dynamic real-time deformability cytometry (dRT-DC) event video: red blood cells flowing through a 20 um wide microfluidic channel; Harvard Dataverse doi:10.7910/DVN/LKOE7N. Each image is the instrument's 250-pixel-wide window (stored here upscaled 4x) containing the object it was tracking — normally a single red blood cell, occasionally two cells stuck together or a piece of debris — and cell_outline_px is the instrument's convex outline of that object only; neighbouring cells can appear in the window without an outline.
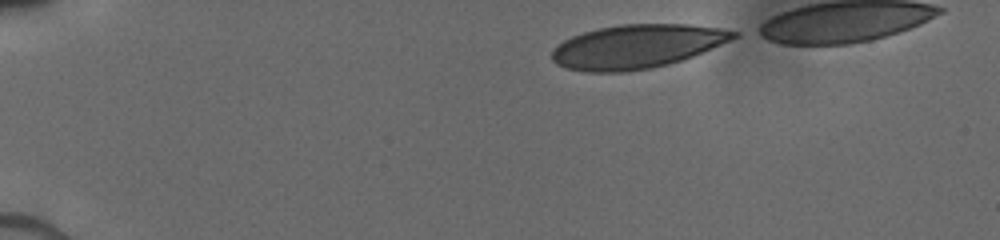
{"species": "human", "species_latin": "Homo sapiens", "temperature_condition": "cold", "stored_images_in_passage": 9, "camera_frame_rate_fps": 3000, "um_per_image_px": 0.085, "donor": {"sex": "male"}, "frame": {"image": 1, "passage_image": 1, "time_ms": 0.0, "image_size_px": [1000, 240], "cell_outline_px": [[740, 36], [732, 40], [692, 56], [668, 64], [652, 68], [624, 72], [584, 72], [564, 68], [556, 64], [552, 60], [552, 52], [564, 40], [572, 36], [584, 32], [600, 28], [620, 24], [688, 24], [720, 28], [740, 32]], "centroid_in_image_um": [54.15, 3.95], "position_along_channel_um": 30.9, "area_um2": 46.3}}
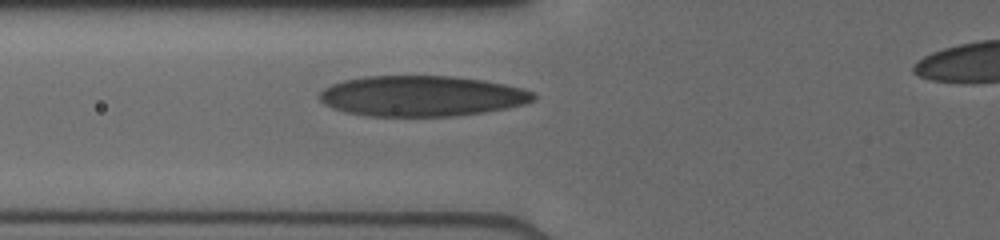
{"frame": {"image": 2, "passage_image": 6, "time_ms": 3.667, "image_size_px": [1000, 240], "cell_outline_px": [[536, 100], [524, 104], [508, 108], [484, 112], [456, 116], [368, 116], [344, 112], [332, 108], [324, 104], [320, 100], [320, 92], [324, 88], [332, 84], [344, 80], [368, 76], [452, 76], [484, 80], [524, 88], [532, 92], [536, 96]], "centroid_in_image_um": [35.86, 8.16], "position_along_channel_um": 89.9, "area_um2": 50.81}}
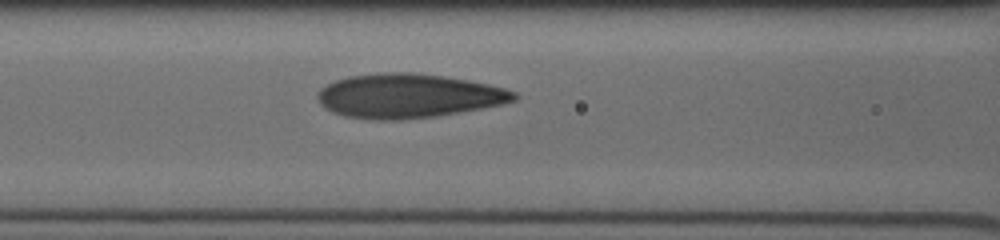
{"frame": {"image": 3, "passage_image": 9, "time_ms": 4.667, "image_size_px": [1000, 240], "cell_outline_px": [[516, 100], [504, 104], [436, 116], [400, 120], [376, 120], [344, 116], [332, 112], [324, 108], [320, 104], [316, 96], [316, 92], [320, 88], [336, 80], [348, 76], [384, 72], [408, 72], [444, 76], [468, 80], [488, 84], [504, 88], [516, 92]], "centroid_in_image_um": [34.67, 8.15], "position_along_channel_um": 131.9, "area_um2": 50.69}}